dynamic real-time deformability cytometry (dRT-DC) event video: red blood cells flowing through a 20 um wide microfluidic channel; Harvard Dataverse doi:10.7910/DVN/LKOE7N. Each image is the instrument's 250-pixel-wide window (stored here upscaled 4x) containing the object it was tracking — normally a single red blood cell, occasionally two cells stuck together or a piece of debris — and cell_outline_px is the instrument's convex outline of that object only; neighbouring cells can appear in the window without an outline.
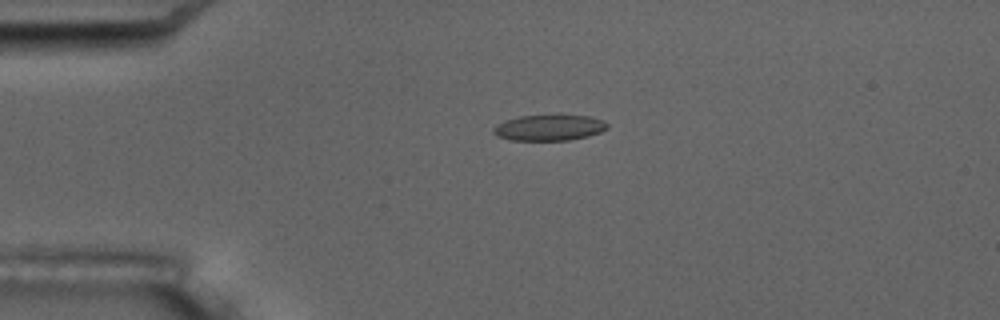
{"species": "common noctule bat (a hibernating species)", "species_latin": "Nyctalus noctula", "temperature_condition": "room temperature", "stored_images_in_passage": 5, "camera_frame_rate_fps": 3000, "um_per_image_px": 0.085, "animal": {"sex": "male", "body_mass_g": 17.5, "forearm_length_mm": 52.3}, "frame": {"image": 1, "passage_image": 4, "time_ms": 3.667, "image_size_px": [1000, 320], "cell_outline_px": [[608, 128], [600, 132], [588, 136], [568, 140], [512, 140], [496, 136], [492, 132], [492, 128], [496, 124], [504, 120], [520, 116], [592, 116], [604, 120], [608, 124]], "centroid_in_image_um": [46.66, 10.86], "position_along_channel_um": 38.3, "area_um2": 17.11}}